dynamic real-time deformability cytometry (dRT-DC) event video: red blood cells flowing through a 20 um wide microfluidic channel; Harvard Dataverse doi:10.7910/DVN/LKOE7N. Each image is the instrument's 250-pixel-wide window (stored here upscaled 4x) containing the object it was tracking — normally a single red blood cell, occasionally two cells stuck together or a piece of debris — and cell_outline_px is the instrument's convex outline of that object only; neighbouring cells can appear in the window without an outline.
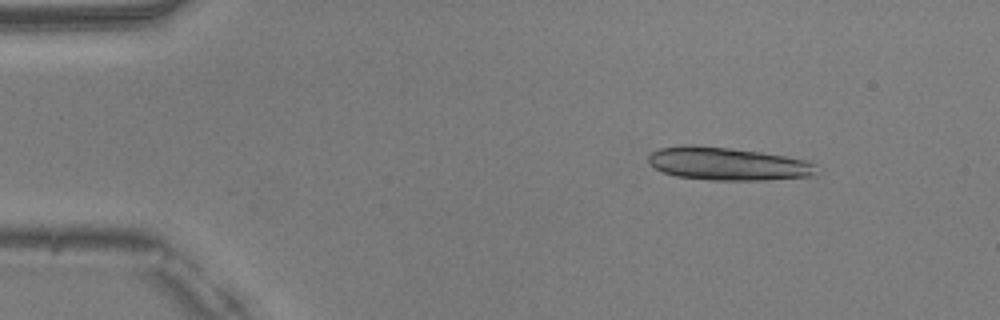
{"species": "common noctule bat (a hibernating species)", "species_latin": "Nyctalus noctula", "temperature_condition": "warm", "stored_images_in_passage": 49, "camera_frame_rate_fps": 3000, "um_per_image_px": 0.085, "animal": {"sex": "male", "body_mass_g": 20.5, "forearm_length_mm": 52.5}, "frame": {"image": 1, "passage_image": 6, "time_ms": 1.667, "image_size_px": [1000, 320], "cell_outline_px": [[816, 176], [764, 180], [708, 180], [676, 176], [664, 172], [648, 164], [648, 156], [652, 152], [660, 148], [680, 144], [692, 144], [728, 148], [760, 152], [808, 160], [816, 164]], "centroid_in_image_um": [61.85, 13.92], "position_along_channel_um": 23.2, "area_um2": 32.54}}
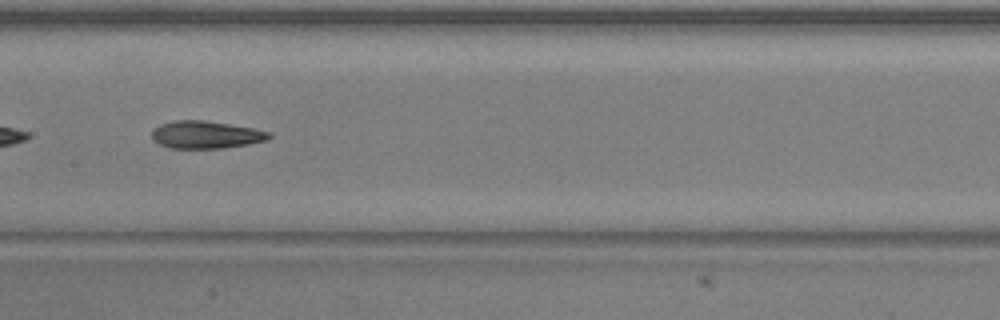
{"frame": {"image": 2, "passage_image": 25, "time_ms": 8.0, "image_size_px": [1000, 320], "cell_outline_px": [[272, 136], [268, 140], [248, 144], [224, 148], [172, 148], [160, 144], [152, 140], [152, 132], [160, 124], [176, 120], [204, 120], [252, 128], [272, 132]], "centroid_in_image_um": [17.53, 11.45], "position_along_channel_um": 189.9, "area_um2": 18.73}}
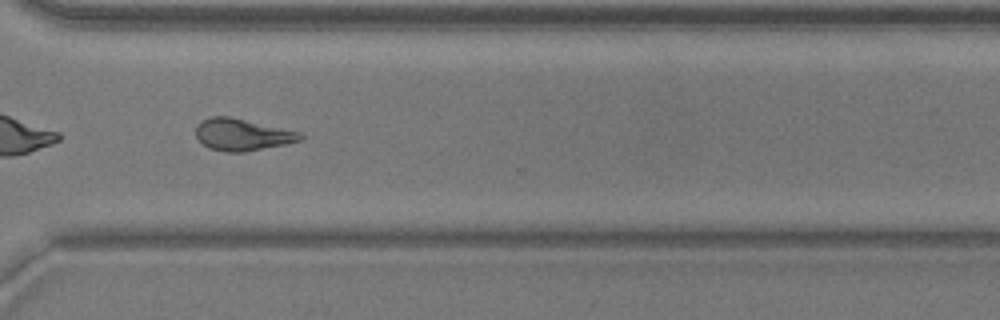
{"frame": {"image": 3, "passage_image": 37, "time_ms": 12.0, "image_size_px": [1000, 320], "cell_outline_px": [[304, 140], [244, 152], [228, 152], [208, 148], [196, 136], [196, 128], [200, 120], [212, 116], [228, 116], [304, 132]], "centroid_in_image_um": [20.63, 11.43], "position_along_channel_um": 350.0, "area_um2": 19.54}, "authors_computed_cell_mechanics": {"area_um2": 19.652, "velocity_mm_per_s": 4.0178, "shape_relaxation_time_tau1_ms": 9.6926, "shape_relaxation_time_tau2_ms": 2.7208, "deformation_change_tau1": 0.2681, "deformation_change_tau2": 0.1114}}